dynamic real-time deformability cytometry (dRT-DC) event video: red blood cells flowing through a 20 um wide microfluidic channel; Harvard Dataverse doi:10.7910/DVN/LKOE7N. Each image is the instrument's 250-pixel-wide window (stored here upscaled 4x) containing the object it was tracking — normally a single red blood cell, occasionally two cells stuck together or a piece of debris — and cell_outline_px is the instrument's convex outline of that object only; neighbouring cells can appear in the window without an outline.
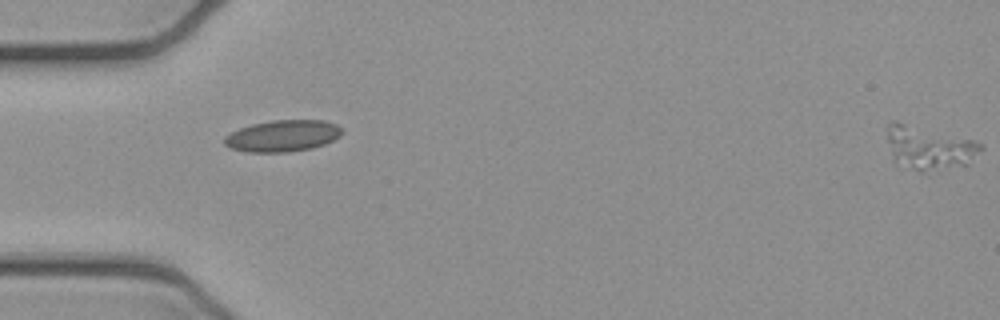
{"species": "common noctule bat (a hibernating species)", "species_latin": "Nyctalus noctula", "temperature_condition": "cold", "stored_images_in_passage": 3, "segment_of_instrument_passage": [2, 2], "camera_frame_rate_fps": 3000, "um_per_image_px": 0.085, "animal": {"sex": "female", "body_mass_g": 21.9}, "frame": {"image": 1, "passage_image": 3, "time_ms": 0.667, "image_size_px": [1000, 320], "cell_outline_px": [[984, 148], [968, 164], [928, 176], [900, 168], [892, 160], [888, 140], [888, 124], [892, 120], [896, 120], [976, 140], [984, 144]], "centroid_in_image_um": [78.98, 12.64], "position_along_channel_um": 6.0, "area_um2": 25.43}}